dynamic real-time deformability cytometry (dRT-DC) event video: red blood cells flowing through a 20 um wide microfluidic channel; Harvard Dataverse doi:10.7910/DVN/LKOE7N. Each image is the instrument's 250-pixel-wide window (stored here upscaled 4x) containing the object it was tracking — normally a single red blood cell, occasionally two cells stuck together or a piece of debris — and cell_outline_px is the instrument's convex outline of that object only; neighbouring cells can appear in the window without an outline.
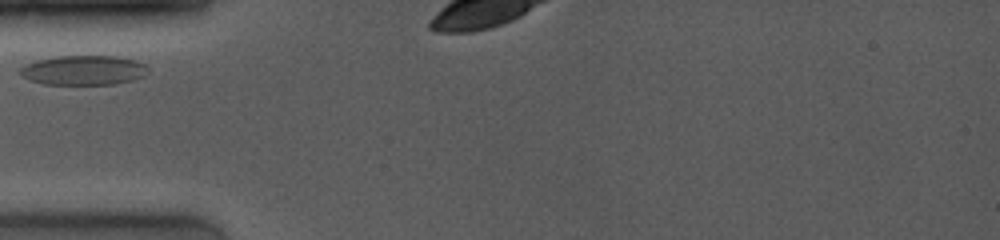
{"species": "common noctule bat (a hibernating species)", "species_latin": "Nyctalus noctula", "temperature_condition": "room temperature", "stored_images_in_passage": 3, "camera_frame_rate_fps": 4000, "um_per_image_px": 0.085, "animal": {"sex": "female", "body_mass_g": 19.0, "forearm_length_mm": 53.3}, "frame": {"image": 1, "passage_image": 1, "time_ms": 0.0, "image_size_px": [1000, 240], "cell_outline_px": [[148, 72], [144, 76], [132, 80], [116, 84], [44, 84], [28, 80], [20, 72], [20, 68], [24, 64], [36, 60], [56, 56], [116, 56], [136, 60], [144, 64], [148, 68]], "centroid_in_image_um": [7.11, 5.96], "position_along_channel_um": 77.9, "area_um2": 22.14}}